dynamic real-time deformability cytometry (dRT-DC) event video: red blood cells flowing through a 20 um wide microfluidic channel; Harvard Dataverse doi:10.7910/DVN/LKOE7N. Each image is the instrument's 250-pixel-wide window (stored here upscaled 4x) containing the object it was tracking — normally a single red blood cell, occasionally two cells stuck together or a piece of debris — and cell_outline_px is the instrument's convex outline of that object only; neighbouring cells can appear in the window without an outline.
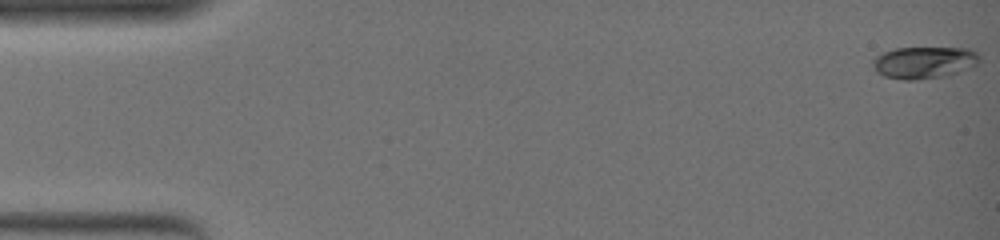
{"species": "common noctule bat (a hibernating species)", "species_latin": "Nyctalus noctula", "temperature_condition": "warm", "stored_images_in_passage": 28, "camera_frame_rate_fps": 3000, "um_per_image_px": 0.085, "animal": {"sex": "female", "body_mass_g": 19.0, "forearm_length_mm": 51.5}, "frame": {"image": 1, "passage_image": 1, "time_ms": 0.0, "image_size_px": [1000, 240], "cell_outline_px": [[980, 60], [976, 64], [968, 68], [948, 76], [916, 80], [904, 80], [884, 76], [876, 72], [872, 64], [872, 60], [876, 56], [884, 52], [896, 48], [968, 48], [976, 52], [980, 56]], "centroid_in_image_um": [78.54, 5.32], "position_along_channel_um": 6.5, "area_um2": 19.94}}
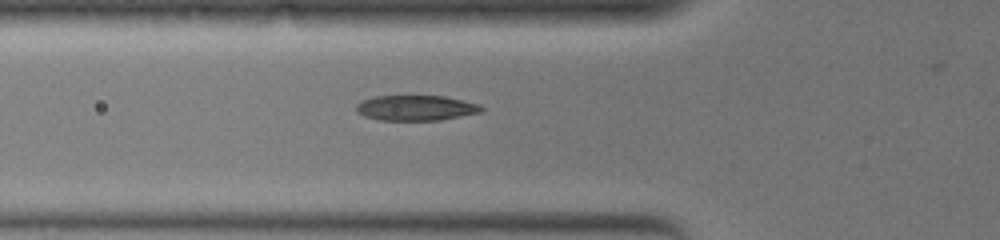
{"frame": {"image": 2, "passage_image": 20, "time_ms": 6.333, "image_size_px": [1000, 240], "cell_outline_px": [[484, 108], [480, 112], [440, 120], [380, 120], [364, 116], [356, 112], [356, 104], [372, 96], [444, 96], [464, 100], [480, 104]], "centroid_in_image_um": [35.34, 9.17], "position_along_channel_um": 90.5, "area_um2": 18.44}}
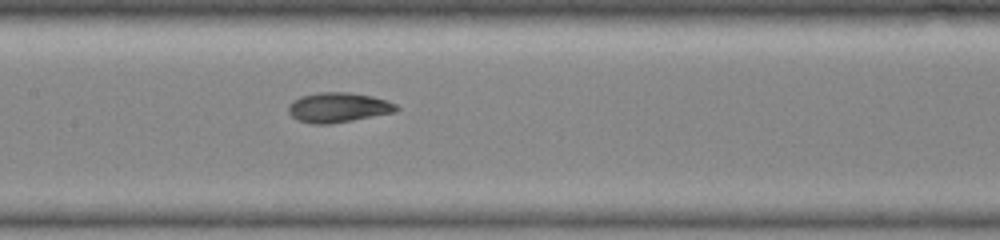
{"frame": {"image": 3, "passage_image": 27, "time_ms": 8.667, "image_size_px": [1000, 240], "cell_outline_px": [[400, 108], [396, 112], [332, 124], [312, 124], [296, 120], [288, 112], [288, 108], [292, 100], [300, 96], [320, 92], [352, 92], [372, 96], [388, 100], [396, 104]], "centroid_in_image_um": [28.76, 9.13], "position_along_channel_um": 178.6, "area_um2": 19.07}}